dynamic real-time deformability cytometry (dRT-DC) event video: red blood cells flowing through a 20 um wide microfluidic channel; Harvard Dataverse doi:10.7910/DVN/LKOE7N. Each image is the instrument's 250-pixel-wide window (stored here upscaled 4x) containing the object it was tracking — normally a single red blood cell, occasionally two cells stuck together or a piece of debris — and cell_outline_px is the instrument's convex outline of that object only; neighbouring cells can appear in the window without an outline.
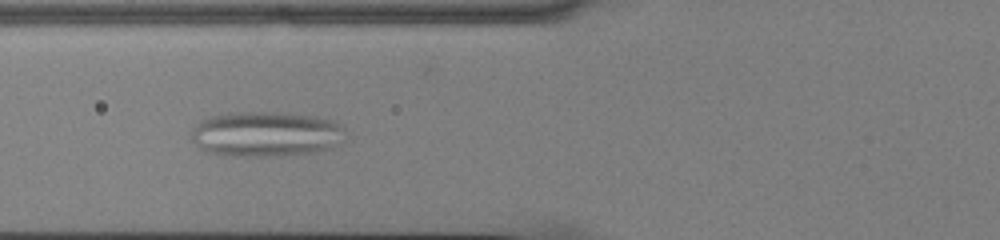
{"species": "common noctule bat (a hibernating species)", "species_latin": "Nyctalus noctula", "temperature_condition": "cold", "stored_images_in_passage": 43, "camera_frame_rate_fps": 3000, "um_per_image_px": 0.085, "animal": {"sex": "male", "body_mass_g": 13.0, "forearm_length_mm": 53.1}, "frame": {"image": 1, "passage_image": 10, "time_ms": 3.0, "image_size_px": [1000, 240], "cell_outline_px": [[348, 140], [332, 148], [316, 152], [272, 156], [236, 156], [204, 152], [192, 140], [192, 128], [200, 120], [208, 116], [232, 112], [276, 112], [316, 116], [336, 120], [344, 124], [348, 132]], "centroid_in_image_um": [22.71, 11.38], "position_along_channel_um": 103.1, "area_um2": 41.67}}
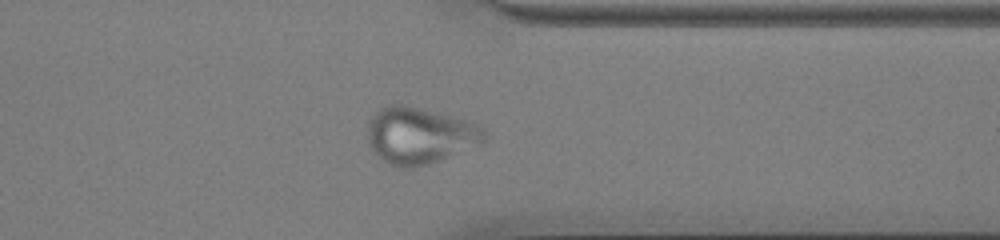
{"frame": {"image": 2, "passage_image": 32, "time_ms": 10.333, "image_size_px": [1000, 240], "cell_outline_px": [[488, 140], [484, 144], [440, 160], [428, 164], [412, 168], [396, 168], [388, 164], [372, 148], [368, 140], [368, 124], [372, 116], [380, 108], [392, 104], [400, 104], [436, 112], [480, 124], [488, 132]], "centroid_in_image_um": [35.75, 11.54], "position_along_channel_um": 375.6, "area_um2": 38.73}}
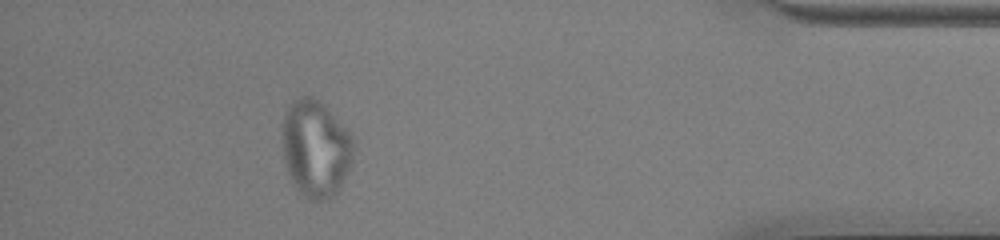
{"frame": {"image": 3, "passage_image": 38, "time_ms": 12.333, "image_size_px": [1000, 240], "cell_outline_px": [[352, 164], [344, 180], [332, 196], [328, 200], [312, 200], [304, 196], [292, 184], [284, 160], [284, 116], [292, 100], [300, 96], [312, 96], [324, 104], [352, 136]], "centroid_in_image_um": [26.83, 12.63], "position_along_channel_um": 408.4, "area_um2": 39.77}}